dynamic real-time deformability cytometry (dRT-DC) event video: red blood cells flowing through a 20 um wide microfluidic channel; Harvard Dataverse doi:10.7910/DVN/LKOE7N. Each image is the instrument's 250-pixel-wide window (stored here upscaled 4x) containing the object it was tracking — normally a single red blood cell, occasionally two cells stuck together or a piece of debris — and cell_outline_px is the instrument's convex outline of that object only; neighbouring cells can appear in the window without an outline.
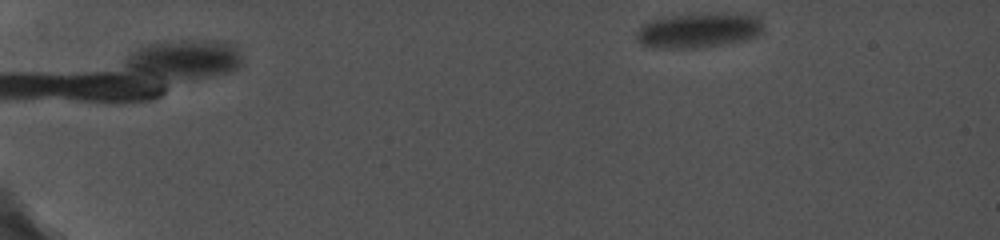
{"species": "common noctule bat (a hibernating species)", "species_latin": "Nyctalus noctula", "temperature_condition": "cold", "stored_images_in_passage": 43, "camera_frame_rate_fps": 5000, "um_per_image_px": 0.085, "animal": {"sex": "female", "body_mass_g": 19.0, "forearm_length_mm": 56.7}, "frame": {"image": 1, "passage_image": 3, "time_ms": 0.4, "image_size_px": [1000, 240], "cell_outline_px": [[764, 32], [748, 40], [728, 44], [696, 48], [652, 48], [640, 44], [636, 36], [636, 32], [648, 20], [692, 12], [744, 12], [756, 16], [764, 24]], "centroid_in_image_um": [59.45, 2.55], "position_along_channel_um": 25.5, "area_um2": 27.05}}
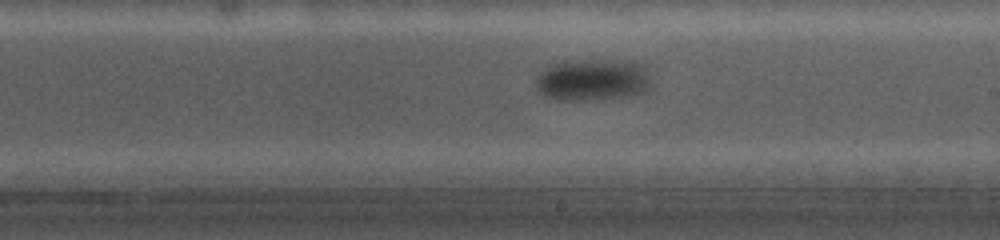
{"frame": {"image": 2, "passage_image": 30, "time_ms": 10.4, "image_size_px": [1000, 240], "cell_outline_px": [[652, 88], [644, 92], [628, 96], [600, 100], [556, 100], [544, 96], [536, 88], [536, 76], [548, 64], [564, 60], [632, 60], [648, 68], [652, 84]], "centroid_in_image_um": [50.4, 6.78], "position_along_channel_um": 238.6, "area_um2": 29.19}}
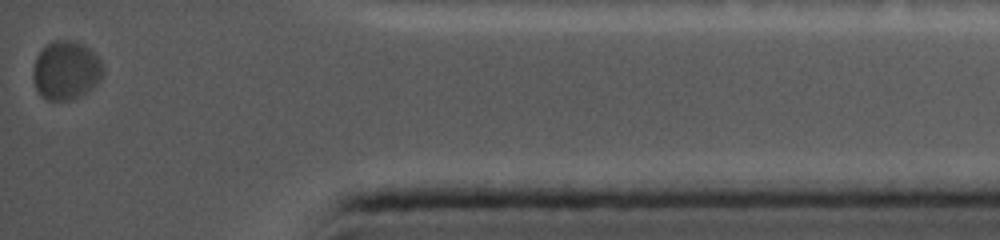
{"frame": {"image": 3, "passage_image": 43, "time_ms": 16.4, "image_size_px": [1000, 240], "cell_outline_px": [[104, 76], [92, 88], [80, 96], [68, 100], [48, 100], [40, 96], [36, 88], [32, 76], [32, 68], [36, 56], [52, 40], [76, 40], [88, 48], [100, 60], [104, 68]], "centroid_in_image_um": [5.6, 5.98], "position_along_channel_um": 429.6, "area_um2": 24.1}}